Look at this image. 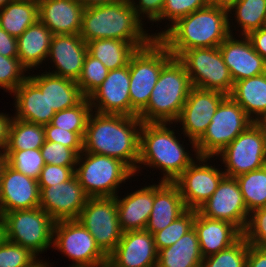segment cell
<instances>
[{
	"instance_id": "d6a6232c",
	"label": "cell",
	"mask_w": 266,
	"mask_h": 267,
	"mask_svg": "<svg viewBox=\"0 0 266 267\" xmlns=\"http://www.w3.org/2000/svg\"><path fill=\"white\" fill-rule=\"evenodd\" d=\"M88 53L100 60L108 70L127 66L137 50L131 43L117 39H97L87 42Z\"/></svg>"
},
{
	"instance_id": "836d02e7",
	"label": "cell",
	"mask_w": 266,
	"mask_h": 267,
	"mask_svg": "<svg viewBox=\"0 0 266 267\" xmlns=\"http://www.w3.org/2000/svg\"><path fill=\"white\" fill-rule=\"evenodd\" d=\"M228 13V17H235L233 20L238 24V28L241 27L238 36H248L266 26V0H237L228 9Z\"/></svg>"
},
{
	"instance_id": "7a4b0ae2",
	"label": "cell",
	"mask_w": 266,
	"mask_h": 267,
	"mask_svg": "<svg viewBox=\"0 0 266 267\" xmlns=\"http://www.w3.org/2000/svg\"><path fill=\"white\" fill-rule=\"evenodd\" d=\"M228 16L227 9L209 5L180 18L158 39L175 58L189 49L219 47L234 35L235 24Z\"/></svg>"
},
{
	"instance_id": "d6986e66",
	"label": "cell",
	"mask_w": 266,
	"mask_h": 267,
	"mask_svg": "<svg viewBox=\"0 0 266 267\" xmlns=\"http://www.w3.org/2000/svg\"><path fill=\"white\" fill-rule=\"evenodd\" d=\"M154 236L146 230L123 232L115 250L108 256L110 267H156Z\"/></svg>"
},
{
	"instance_id": "4dcf8cb0",
	"label": "cell",
	"mask_w": 266,
	"mask_h": 267,
	"mask_svg": "<svg viewBox=\"0 0 266 267\" xmlns=\"http://www.w3.org/2000/svg\"><path fill=\"white\" fill-rule=\"evenodd\" d=\"M229 96L253 121L266 114V72L234 82Z\"/></svg>"
},
{
	"instance_id": "8d00e7d4",
	"label": "cell",
	"mask_w": 266,
	"mask_h": 267,
	"mask_svg": "<svg viewBox=\"0 0 266 267\" xmlns=\"http://www.w3.org/2000/svg\"><path fill=\"white\" fill-rule=\"evenodd\" d=\"M92 111L89 99L84 98L75 107L56 112L50 123L63 130L85 133Z\"/></svg>"
},
{
	"instance_id": "4fadbf2b",
	"label": "cell",
	"mask_w": 266,
	"mask_h": 267,
	"mask_svg": "<svg viewBox=\"0 0 266 267\" xmlns=\"http://www.w3.org/2000/svg\"><path fill=\"white\" fill-rule=\"evenodd\" d=\"M224 164V173L228 177L258 170L266 166V143L262 132L251 124L228 144L216 158ZM222 157V158H221Z\"/></svg>"
},
{
	"instance_id": "f546056e",
	"label": "cell",
	"mask_w": 266,
	"mask_h": 267,
	"mask_svg": "<svg viewBox=\"0 0 266 267\" xmlns=\"http://www.w3.org/2000/svg\"><path fill=\"white\" fill-rule=\"evenodd\" d=\"M203 261L194 227L176 243L158 251L156 267H201Z\"/></svg>"
},
{
	"instance_id": "d590c367",
	"label": "cell",
	"mask_w": 266,
	"mask_h": 267,
	"mask_svg": "<svg viewBox=\"0 0 266 267\" xmlns=\"http://www.w3.org/2000/svg\"><path fill=\"white\" fill-rule=\"evenodd\" d=\"M247 210L266 207V166L235 177Z\"/></svg>"
},
{
	"instance_id": "91938a15",
	"label": "cell",
	"mask_w": 266,
	"mask_h": 267,
	"mask_svg": "<svg viewBox=\"0 0 266 267\" xmlns=\"http://www.w3.org/2000/svg\"><path fill=\"white\" fill-rule=\"evenodd\" d=\"M6 164H7L6 155L4 154V152H0V178L2 176V172Z\"/></svg>"
},
{
	"instance_id": "7c38bea8",
	"label": "cell",
	"mask_w": 266,
	"mask_h": 267,
	"mask_svg": "<svg viewBox=\"0 0 266 267\" xmlns=\"http://www.w3.org/2000/svg\"><path fill=\"white\" fill-rule=\"evenodd\" d=\"M78 220L108 257L123 235L115 197L88 198Z\"/></svg>"
},
{
	"instance_id": "52a82bcc",
	"label": "cell",
	"mask_w": 266,
	"mask_h": 267,
	"mask_svg": "<svg viewBox=\"0 0 266 267\" xmlns=\"http://www.w3.org/2000/svg\"><path fill=\"white\" fill-rule=\"evenodd\" d=\"M74 175L89 198H99L115 197L121 184L135 173L116 158L83 151L78 155Z\"/></svg>"
},
{
	"instance_id": "74e56055",
	"label": "cell",
	"mask_w": 266,
	"mask_h": 267,
	"mask_svg": "<svg viewBox=\"0 0 266 267\" xmlns=\"http://www.w3.org/2000/svg\"><path fill=\"white\" fill-rule=\"evenodd\" d=\"M249 244L242 235L234 244L203 258L201 267H246Z\"/></svg>"
},
{
	"instance_id": "d4e9b609",
	"label": "cell",
	"mask_w": 266,
	"mask_h": 267,
	"mask_svg": "<svg viewBox=\"0 0 266 267\" xmlns=\"http://www.w3.org/2000/svg\"><path fill=\"white\" fill-rule=\"evenodd\" d=\"M193 227L203 258L226 249L243 235L232 223L205 217L198 210Z\"/></svg>"
},
{
	"instance_id": "e575fe53",
	"label": "cell",
	"mask_w": 266,
	"mask_h": 267,
	"mask_svg": "<svg viewBox=\"0 0 266 267\" xmlns=\"http://www.w3.org/2000/svg\"><path fill=\"white\" fill-rule=\"evenodd\" d=\"M44 143V125L12 118L5 150L40 149Z\"/></svg>"
},
{
	"instance_id": "e0dca14e",
	"label": "cell",
	"mask_w": 266,
	"mask_h": 267,
	"mask_svg": "<svg viewBox=\"0 0 266 267\" xmlns=\"http://www.w3.org/2000/svg\"><path fill=\"white\" fill-rule=\"evenodd\" d=\"M39 189V207L55 222L78 219L89 198L75 175L67 182Z\"/></svg>"
},
{
	"instance_id": "8992f818",
	"label": "cell",
	"mask_w": 266,
	"mask_h": 267,
	"mask_svg": "<svg viewBox=\"0 0 266 267\" xmlns=\"http://www.w3.org/2000/svg\"><path fill=\"white\" fill-rule=\"evenodd\" d=\"M172 57L158 38L132 54L129 60L131 116H138L147 107L162 67Z\"/></svg>"
},
{
	"instance_id": "44dd1931",
	"label": "cell",
	"mask_w": 266,
	"mask_h": 267,
	"mask_svg": "<svg viewBox=\"0 0 266 267\" xmlns=\"http://www.w3.org/2000/svg\"><path fill=\"white\" fill-rule=\"evenodd\" d=\"M87 53V43L79 34L53 35L46 61L50 60L55 70L48 71L54 75L77 81Z\"/></svg>"
},
{
	"instance_id": "11a10c76",
	"label": "cell",
	"mask_w": 266,
	"mask_h": 267,
	"mask_svg": "<svg viewBox=\"0 0 266 267\" xmlns=\"http://www.w3.org/2000/svg\"><path fill=\"white\" fill-rule=\"evenodd\" d=\"M84 8L103 5V4H114L126 0H77Z\"/></svg>"
},
{
	"instance_id": "7dc6e473",
	"label": "cell",
	"mask_w": 266,
	"mask_h": 267,
	"mask_svg": "<svg viewBox=\"0 0 266 267\" xmlns=\"http://www.w3.org/2000/svg\"><path fill=\"white\" fill-rule=\"evenodd\" d=\"M45 140L61 143L73 149L78 155L83 152V137L85 133H75L63 130L51 123L44 125Z\"/></svg>"
},
{
	"instance_id": "6125c7cd",
	"label": "cell",
	"mask_w": 266,
	"mask_h": 267,
	"mask_svg": "<svg viewBox=\"0 0 266 267\" xmlns=\"http://www.w3.org/2000/svg\"><path fill=\"white\" fill-rule=\"evenodd\" d=\"M13 0H0V9Z\"/></svg>"
},
{
	"instance_id": "b9f144b4",
	"label": "cell",
	"mask_w": 266,
	"mask_h": 267,
	"mask_svg": "<svg viewBox=\"0 0 266 267\" xmlns=\"http://www.w3.org/2000/svg\"><path fill=\"white\" fill-rule=\"evenodd\" d=\"M207 6H209L208 0H165L162 14L155 22L169 21L167 28L155 34L151 33V35L159 38L177 20Z\"/></svg>"
},
{
	"instance_id": "7402d4cb",
	"label": "cell",
	"mask_w": 266,
	"mask_h": 267,
	"mask_svg": "<svg viewBox=\"0 0 266 267\" xmlns=\"http://www.w3.org/2000/svg\"><path fill=\"white\" fill-rule=\"evenodd\" d=\"M1 181V215L14 210L33 209L40 206L38 181L5 165Z\"/></svg>"
},
{
	"instance_id": "9f6ffc18",
	"label": "cell",
	"mask_w": 266,
	"mask_h": 267,
	"mask_svg": "<svg viewBox=\"0 0 266 267\" xmlns=\"http://www.w3.org/2000/svg\"><path fill=\"white\" fill-rule=\"evenodd\" d=\"M237 0H208L210 6L229 9Z\"/></svg>"
},
{
	"instance_id": "f5cc1de1",
	"label": "cell",
	"mask_w": 266,
	"mask_h": 267,
	"mask_svg": "<svg viewBox=\"0 0 266 267\" xmlns=\"http://www.w3.org/2000/svg\"><path fill=\"white\" fill-rule=\"evenodd\" d=\"M246 267H266V249L249 245Z\"/></svg>"
},
{
	"instance_id": "816d5d0a",
	"label": "cell",
	"mask_w": 266,
	"mask_h": 267,
	"mask_svg": "<svg viewBox=\"0 0 266 267\" xmlns=\"http://www.w3.org/2000/svg\"><path fill=\"white\" fill-rule=\"evenodd\" d=\"M247 37L250 39L254 50L266 60V26L251 32Z\"/></svg>"
},
{
	"instance_id": "5b68a950",
	"label": "cell",
	"mask_w": 266,
	"mask_h": 267,
	"mask_svg": "<svg viewBox=\"0 0 266 267\" xmlns=\"http://www.w3.org/2000/svg\"><path fill=\"white\" fill-rule=\"evenodd\" d=\"M192 84L184 64L172 57L163 67L147 107L138 115L146 123L177 121ZM174 122V123H173Z\"/></svg>"
},
{
	"instance_id": "5bb4252c",
	"label": "cell",
	"mask_w": 266,
	"mask_h": 267,
	"mask_svg": "<svg viewBox=\"0 0 266 267\" xmlns=\"http://www.w3.org/2000/svg\"><path fill=\"white\" fill-rule=\"evenodd\" d=\"M213 157L198 156L173 182L178 186L187 209L198 210L215 192L223 170L210 165Z\"/></svg>"
},
{
	"instance_id": "30bf717a",
	"label": "cell",
	"mask_w": 266,
	"mask_h": 267,
	"mask_svg": "<svg viewBox=\"0 0 266 267\" xmlns=\"http://www.w3.org/2000/svg\"><path fill=\"white\" fill-rule=\"evenodd\" d=\"M52 248L72 260L69 267H105L108 264V257L78 219L55 222Z\"/></svg>"
},
{
	"instance_id": "9c48e42d",
	"label": "cell",
	"mask_w": 266,
	"mask_h": 267,
	"mask_svg": "<svg viewBox=\"0 0 266 267\" xmlns=\"http://www.w3.org/2000/svg\"><path fill=\"white\" fill-rule=\"evenodd\" d=\"M254 121L229 95L219 104L211 123L196 142L198 156L215 157Z\"/></svg>"
},
{
	"instance_id": "f1b7e54d",
	"label": "cell",
	"mask_w": 266,
	"mask_h": 267,
	"mask_svg": "<svg viewBox=\"0 0 266 267\" xmlns=\"http://www.w3.org/2000/svg\"><path fill=\"white\" fill-rule=\"evenodd\" d=\"M52 36L49 28L37 20L17 38L18 59L28 71L47 60Z\"/></svg>"
},
{
	"instance_id": "9a60e30c",
	"label": "cell",
	"mask_w": 266,
	"mask_h": 267,
	"mask_svg": "<svg viewBox=\"0 0 266 267\" xmlns=\"http://www.w3.org/2000/svg\"><path fill=\"white\" fill-rule=\"evenodd\" d=\"M225 93L192 87L188 98L175 123L182 125L183 136L188 138L194 155L197 154L196 142L203 136L211 123L217 107L226 97Z\"/></svg>"
},
{
	"instance_id": "681fc988",
	"label": "cell",
	"mask_w": 266,
	"mask_h": 267,
	"mask_svg": "<svg viewBox=\"0 0 266 267\" xmlns=\"http://www.w3.org/2000/svg\"><path fill=\"white\" fill-rule=\"evenodd\" d=\"M137 1V0H136ZM129 0L133 7L136 15L144 20L146 17L147 21L155 22L162 14L165 0Z\"/></svg>"
},
{
	"instance_id": "c3c4849f",
	"label": "cell",
	"mask_w": 266,
	"mask_h": 267,
	"mask_svg": "<svg viewBox=\"0 0 266 267\" xmlns=\"http://www.w3.org/2000/svg\"><path fill=\"white\" fill-rule=\"evenodd\" d=\"M76 166H58L45 164L38 178L39 188H45L67 182L75 174Z\"/></svg>"
},
{
	"instance_id": "3957f363",
	"label": "cell",
	"mask_w": 266,
	"mask_h": 267,
	"mask_svg": "<svg viewBox=\"0 0 266 267\" xmlns=\"http://www.w3.org/2000/svg\"><path fill=\"white\" fill-rule=\"evenodd\" d=\"M143 22L129 0L91 6L84 9L79 35L86 43L109 38L126 41L139 49L154 39L146 32Z\"/></svg>"
},
{
	"instance_id": "f6af8a7d",
	"label": "cell",
	"mask_w": 266,
	"mask_h": 267,
	"mask_svg": "<svg viewBox=\"0 0 266 267\" xmlns=\"http://www.w3.org/2000/svg\"><path fill=\"white\" fill-rule=\"evenodd\" d=\"M243 236L249 245L266 249V207L255 209L250 213Z\"/></svg>"
},
{
	"instance_id": "ba28073f",
	"label": "cell",
	"mask_w": 266,
	"mask_h": 267,
	"mask_svg": "<svg viewBox=\"0 0 266 267\" xmlns=\"http://www.w3.org/2000/svg\"><path fill=\"white\" fill-rule=\"evenodd\" d=\"M6 240L37 257L52 246L55 221L40 207L3 213Z\"/></svg>"
},
{
	"instance_id": "83f0119b",
	"label": "cell",
	"mask_w": 266,
	"mask_h": 267,
	"mask_svg": "<svg viewBox=\"0 0 266 267\" xmlns=\"http://www.w3.org/2000/svg\"><path fill=\"white\" fill-rule=\"evenodd\" d=\"M14 96V118L40 125L49 124L55 115L49 107L45 94L27 78L12 93Z\"/></svg>"
},
{
	"instance_id": "484cf974",
	"label": "cell",
	"mask_w": 266,
	"mask_h": 267,
	"mask_svg": "<svg viewBox=\"0 0 266 267\" xmlns=\"http://www.w3.org/2000/svg\"><path fill=\"white\" fill-rule=\"evenodd\" d=\"M123 232L145 230L154 202V184L142 186L122 198L115 196Z\"/></svg>"
},
{
	"instance_id": "94428289",
	"label": "cell",
	"mask_w": 266,
	"mask_h": 267,
	"mask_svg": "<svg viewBox=\"0 0 266 267\" xmlns=\"http://www.w3.org/2000/svg\"><path fill=\"white\" fill-rule=\"evenodd\" d=\"M52 265L47 263L46 261L41 260L35 267H51Z\"/></svg>"
},
{
	"instance_id": "6f0895ef",
	"label": "cell",
	"mask_w": 266,
	"mask_h": 267,
	"mask_svg": "<svg viewBox=\"0 0 266 267\" xmlns=\"http://www.w3.org/2000/svg\"><path fill=\"white\" fill-rule=\"evenodd\" d=\"M255 125L260 129L262 132L263 138L266 143V114L259 116L255 121Z\"/></svg>"
},
{
	"instance_id": "277c9868",
	"label": "cell",
	"mask_w": 266,
	"mask_h": 267,
	"mask_svg": "<svg viewBox=\"0 0 266 267\" xmlns=\"http://www.w3.org/2000/svg\"><path fill=\"white\" fill-rule=\"evenodd\" d=\"M171 123L143 122L140 130L139 159L135 174L142 165L159 169L163 176L161 181L173 182L196 158L185 149L169 126ZM182 142V144H181ZM141 164V165H140ZM157 167V168H156Z\"/></svg>"
},
{
	"instance_id": "2e32d148",
	"label": "cell",
	"mask_w": 266,
	"mask_h": 267,
	"mask_svg": "<svg viewBox=\"0 0 266 267\" xmlns=\"http://www.w3.org/2000/svg\"><path fill=\"white\" fill-rule=\"evenodd\" d=\"M198 211L205 217L230 222L242 233L250 216L236 178L228 176L221 179L215 192Z\"/></svg>"
},
{
	"instance_id": "603a6c76",
	"label": "cell",
	"mask_w": 266,
	"mask_h": 267,
	"mask_svg": "<svg viewBox=\"0 0 266 267\" xmlns=\"http://www.w3.org/2000/svg\"><path fill=\"white\" fill-rule=\"evenodd\" d=\"M84 9L77 0H38V18L53 35L80 34Z\"/></svg>"
},
{
	"instance_id": "4316f807",
	"label": "cell",
	"mask_w": 266,
	"mask_h": 267,
	"mask_svg": "<svg viewBox=\"0 0 266 267\" xmlns=\"http://www.w3.org/2000/svg\"><path fill=\"white\" fill-rule=\"evenodd\" d=\"M31 75L28 78L45 94L49 107L55 112L75 107L85 98L75 80L46 70L41 74Z\"/></svg>"
},
{
	"instance_id": "ffe728a7",
	"label": "cell",
	"mask_w": 266,
	"mask_h": 267,
	"mask_svg": "<svg viewBox=\"0 0 266 267\" xmlns=\"http://www.w3.org/2000/svg\"><path fill=\"white\" fill-rule=\"evenodd\" d=\"M229 35L220 45L224 63L233 82L254 77L266 72V60L255 50L247 36Z\"/></svg>"
},
{
	"instance_id": "ab89813d",
	"label": "cell",
	"mask_w": 266,
	"mask_h": 267,
	"mask_svg": "<svg viewBox=\"0 0 266 267\" xmlns=\"http://www.w3.org/2000/svg\"><path fill=\"white\" fill-rule=\"evenodd\" d=\"M196 210L187 209L182 215L161 231L155 232L154 242L157 252L176 243L193 228Z\"/></svg>"
},
{
	"instance_id": "60d3db41",
	"label": "cell",
	"mask_w": 266,
	"mask_h": 267,
	"mask_svg": "<svg viewBox=\"0 0 266 267\" xmlns=\"http://www.w3.org/2000/svg\"><path fill=\"white\" fill-rule=\"evenodd\" d=\"M108 72L109 70L100 60L89 53L86 54L81 75L76 81L85 98H88L102 84Z\"/></svg>"
},
{
	"instance_id": "db71d44e",
	"label": "cell",
	"mask_w": 266,
	"mask_h": 267,
	"mask_svg": "<svg viewBox=\"0 0 266 267\" xmlns=\"http://www.w3.org/2000/svg\"><path fill=\"white\" fill-rule=\"evenodd\" d=\"M12 118L13 116L10 117L6 113H0V152L5 151L8 140L9 126Z\"/></svg>"
},
{
	"instance_id": "1f68e13d",
	"label": "cell",
	"mask_w": 266,
	"mask_h": 267,
	"mask_svg": "<svg viewBox=\"0 0 266 267\" xmlns=\"http://www.w3.org/2000/svg\"><path fill=\"white\" fill-rule=\"evenodd\" d=\"M38 18V0H13L0 9V27L18 38Z\"/></svg>"
},
{
	"instance_id": "cb8c5ba5",
	"label": "cell",
	"mask_w": 266,
	"mask_h": 267,
	"mask_svg": "<svg viewBox=\"0 0 266 267\" xmlns=\"http://www.w3.org/2000/svg\"><path fill=\"white\" fill-rule=\"evenodd\" d=\"M154 184V202L145 230L152 235L161 231L182 215L187 208L174 182Z\"/></svg>"
},
{
	"instance_id": "7bdbcfd3",
	"label": "cell",
	"mask_w": 266,
	"mask_h": 267,
	"mask_svg": "<svg viewBox=\"0 0 266 267\" xmlns=\"http://www.w3.org/2000/svg\"><path fill=\"white\" fill-rule=\"evenodd\" d=\"M41 261L29 249L5 240L0 245V267H35Z\"/></svg>"
},
{
	"instance_id": "8fae6325",
	"label": "cell",
	"mask_w": 266,
	"mask_h": 267,
	"mask_svg": "<svg viewBox=\"0 0 266 267\" xmlns=\"http://www.w3.org/2000/svg\"><path fill=\"white\" fill-rule=\"evenodd\" d=\"M178 59L184 64L192 87L231 93L234 82L219 47L189 49Z\"/></svg>"
},
{
	"instance_id": "f35d334b",
	"label": "cell",
	"mask_w": 266,
	"mask_h": 267,
	"mask_svg": "<svg viewBox=\"0 0 266 267\" xmlns=\"http://www.w3.org/2000/svg\"><path fill=\"white\" fill-rule=\"evenodd\" d=\"M7 164L22 174L38 180L45 166L40 149L5 150Z\"/></svg>"
},
{
	"instance_id": "ac0fdd59",
	"label": "cell",
	"mask_w": 266,
	"mask_h": 267,
	"mask_svg": "<svg viewBox=\"0 0 266 267\" xmlns=\"http://www.w3.org/2000/svg\"><path fill=\"white\" fill-rule=\"evenodd\" d=\"M129 63L109 70L102 84L88 97L94 112L131 116Z\"/></svg>"
},
{
	"instance_id": "bcb514c9",
	"label": "cell",
	"mask_w": 266,
	"mask_h": 267,
	"mask_svg": "<svg viewBox=\"0 0 266 267\" xmlns=\"http://www.w3.org/2000/svg\"><path fill=\"white\" fill-rule=\"evenodd\" d=\"M45 164L76 166L78 154L61 143L46 141L40 148Z\"/></svg>"
},
{
	"instance_id": "680465c9",
	"label": "cell",
	"mask_w": 266,
	"mask_h": 267,
	"mask_svg": "<svg viewBox=\"0 0 266 267\" xmlns=\"http://www.w3.org/2000/svg\"><path fill=\"white\" fill-rule=\"evenodd\" d=\"M6 240L5 223L0 215V245Z\"/></svg>"
},
{
	"instance_id": "be15d7a7",
	"label": "cell",
	"mask_w": 266,
	"mask_h": 267,
	"mask_svg": "<svg viewBox=\"0 0 266 267\" xmlns=\"http://www.w3.org/2000/svg\"><path fill=\"white\" fill-rule=\"evenodd\" d=\"M0 215H1V181H0Z\"/></svg>"
},
{
	"instance_id": "f907efd6",
	"label": "cell",
	"mask_w": 266,
	"mask_h": 267,
	"mask_svg": "<svg viewBox=\"0 0 266 267\" xmlns=\"http://www.w3.org/2000/svg\"><path fill=\"white\" fill-rule=\"evenodd\" d=\"M0 55L18 57L17 38L8 34L0 27Z\"/></svg>"
},
{
	"instance_id": "6da1fadb",
	"label": "cell",
	"mask_w": 266,
	"mask_h": 267,
	"mask_svg": "<svg viewBox=\"0 0 266 267\" xmlns=\"http://www.w3.org/2000/svg\"><path fill=\"white\" fill-rule=\"evenodd\" d=\"M142 124L138 116L92 111L83 137V151L116 158L135 173Z\"/></svg>"
},
{
	"instance_id": "ee69618b",
	"label": "cell",
	"mask_w": 266,
	"mask_h": 267,
	"mask_svg": "<svg viewBox=\"0 0 266 267\" xmlns=\"http://www.w3.org/2000/svg\"><path fill=\"white\" fill-rule=\"evenodd\" d=\"M26 71L18 57L0 55V88L12 94L28 78Z\"/></svg>"
}]
</instances>
